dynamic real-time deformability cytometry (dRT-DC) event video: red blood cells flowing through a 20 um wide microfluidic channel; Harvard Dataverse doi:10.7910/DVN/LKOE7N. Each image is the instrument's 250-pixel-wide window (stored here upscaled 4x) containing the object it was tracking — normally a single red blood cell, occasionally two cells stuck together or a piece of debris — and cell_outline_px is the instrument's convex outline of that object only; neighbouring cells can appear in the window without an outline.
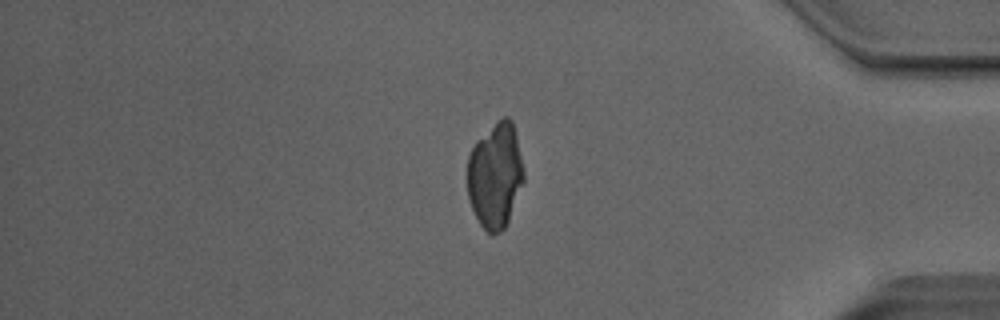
{"species": "Egyptian fruit bat (a non-hibernating species)", "species_latin": "Rousettus aegyptiacus", "temperature_condition": "room temperature", "stored_images_in_passage": 43, "camera_frame_rate_fps": 3000, "um_per_image_px": 0.085, "animal": {"sex": "male"}, "frame": {"image": 1, "passage_image": 41, "time_ms": 13.333, "image_size_px": [1000, 320], "cell_outline_px": [[524, 180], [508, 224], [500, 232], [492, 236], [480, 224], [472, 208], [468, 196], [468, 156], [476, 140], [496, 120], [504, 116], [508, 116], [512, 120], [524, 168]], "centroid_in_image_um": [42.11, 14.91], "position_along_channel_um": 393.1, "area_um2": 34.91}}